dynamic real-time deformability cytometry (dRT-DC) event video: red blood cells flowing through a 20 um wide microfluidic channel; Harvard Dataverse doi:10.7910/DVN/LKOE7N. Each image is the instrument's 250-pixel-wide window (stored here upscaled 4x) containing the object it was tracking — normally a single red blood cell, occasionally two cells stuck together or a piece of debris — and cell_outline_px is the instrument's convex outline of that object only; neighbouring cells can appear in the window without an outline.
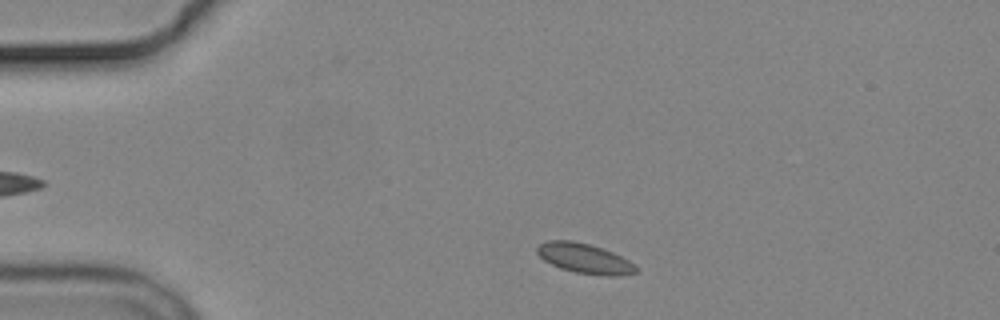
{"species": "common noctule bat (a hibernating species)", "species_latin": "Nyctalus noctula", "temperature_condition": "cold", "stored_images_in_passage": 5, "camera_frame_rate_fps": 3000, "um_per_image_px": 0.085, "animal": {"sex": "male", "body_mass_g": 19.2, "forearm_length_mm": 51.8}, "frame": {"image": 1, "passage_image": 1, "time_ms": 0.0, "image_size_px": [1000, 320], "cell_outline_px": [[640, 268], [636, 272], [616, 276], [608, 276], [576, 272], [560, 268], [544, 260], [536, 252], [536, 248], [540, 244], [548, 240], [572, 240], [588, 244], [612, 252], [636, 264]], "centroid_in_image_um": [49.7, 21.97], "position_along_channel_um": 35.3, "area_um2": 17.11}}
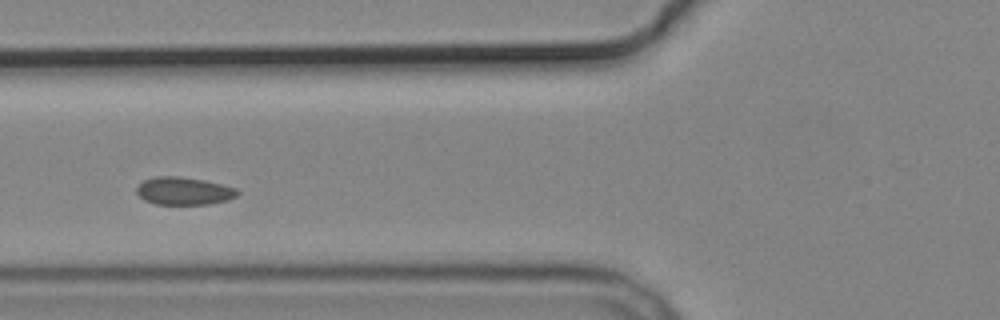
{"frame": {"image": 2, "passage_image": 4, "time_ms": 3.333, "image_size_px": [1000, 320], "cell_outline_px": [[240, 192], [236, 196], [228, 200], [208, 204], [156, 204], [144, 200], [136, 192], [136, 188], [144, 180], [156, 176], [176, 176], [204, 180], [236, 188]], "centroid_in_image_um": [15.62, 16.23], "position_along_channel_um": 110.2, "area_um2": 16.18}}
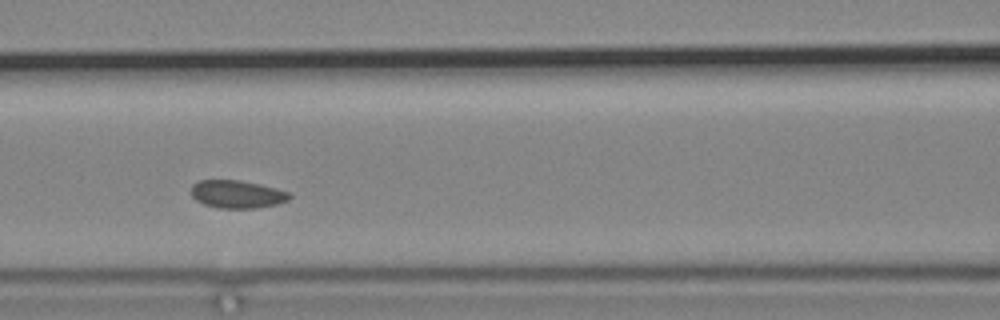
{"frame": {"image": 3, "passage_image": 5, "time_ms": 4.333, "image_size_px": [1000, 320], "cell_outline_px": [[292, 196], [288, 200], [276, 204], [256, 208], [220, 208], [204, 204], [196, 200], [192, 196], [192, 184], [200, 180], [240, 180], [260, 184], [276, 188], [288, 192]], "centroid_in_image_um": [20.15, 16.5], "position_along_channel_um": 146.4, "area_um2": 15.9}}